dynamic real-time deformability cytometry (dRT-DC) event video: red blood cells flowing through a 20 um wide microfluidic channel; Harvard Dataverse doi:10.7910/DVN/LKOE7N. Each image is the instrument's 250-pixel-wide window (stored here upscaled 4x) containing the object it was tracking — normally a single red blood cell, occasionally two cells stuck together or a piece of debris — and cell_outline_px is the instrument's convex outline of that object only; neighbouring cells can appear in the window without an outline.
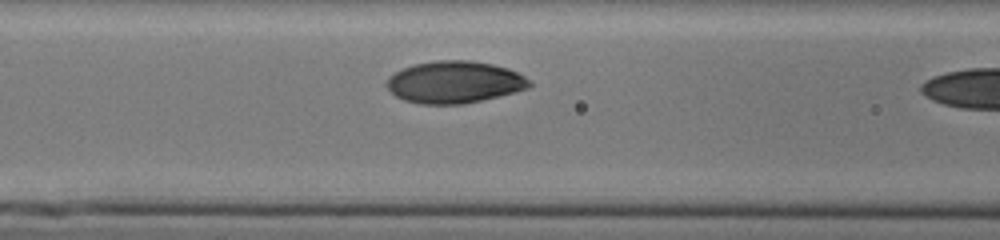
{"species": "human", "species_latin": "Homo sapiens", "temperature_condition": "cold", "stored_images_in_passage": 10, "camera_frame_rate_fps": 3000, "um_per_image_px": 0.085, "donor": {"sex": "male"}, "frame": {"image": 1, "passage_image": 9, "time_ms": 2.667, "image_size_px": [1000, 240], "cell_outline_px": [[532, 84], [528, 88], [480, 100], [460, 104], [420, 104], [404, 100], [396, 96], [388, 88], [388, 76], [412, 64], [436, 60], [472, 60], [492, 64], [508, 68], [532, 80]], "centroid_in_image_um": [38.63, 6.97], "position_along_channel_um": 128.0, "area_um2": 34.74}}